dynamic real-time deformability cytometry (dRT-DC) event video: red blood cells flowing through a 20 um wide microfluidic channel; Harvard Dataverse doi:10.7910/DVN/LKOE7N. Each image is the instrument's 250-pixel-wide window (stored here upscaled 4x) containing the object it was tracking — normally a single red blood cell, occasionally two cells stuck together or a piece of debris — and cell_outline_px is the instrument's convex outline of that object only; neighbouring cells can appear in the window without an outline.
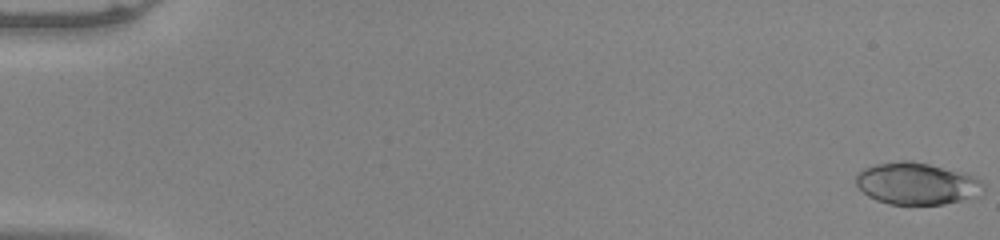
{"species": "common noctule bat (a hibernating species)", "species_latin": "Nyctalus noctula", "temperature_condition": "warm", "stored_images_in_passage": 53, "camera_frame_rate_fps": 3000, "um_per_image_px": 0.085, "animal": {"sex": "male", "body_mass_g": 20.0, "forearm_length_mm": 53.3}, "frame": {"image": 1, "passage_image": 1, "time_ms": 0.0, "image_size_px": [1000, 240], "cell_outline_px": [[984, 192], [980, 196], [944, 204], [888, 204], [876, 200], [868, 196], [856, 184], [856, 176], [864, 168], [876, 164], [900, 160], [912, 160], [964, 172], [976, 176], [984, 180]], "centroid_in_image_um": [78.0, 15.6], "position_along_channel_um": 7.0, "area_um2": 31.56}}
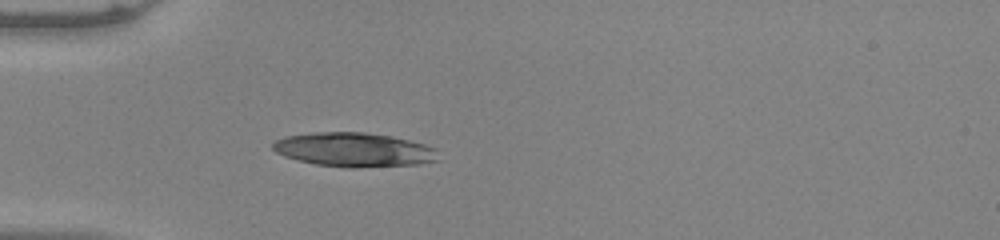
{"frame": {"image": 2, "passage_image": 17, "time_ms": 5.333, "image_size_px": [1000, 240], "cell_outline_px": [[440, 160], [420, 164], [352, 168], [348, 168], [316, 164], [284, 156], [276, 152], [272, 148], [272, 144], [276, 140], [284, 136], [312, 132], [364, 132], [388, 136], [408, 140], [424, 144], [436, 148]], "centroid_in_image_um": [30.1, 12.73], "position_along_channel_um": 54.9, "area_um2": 32.95}}